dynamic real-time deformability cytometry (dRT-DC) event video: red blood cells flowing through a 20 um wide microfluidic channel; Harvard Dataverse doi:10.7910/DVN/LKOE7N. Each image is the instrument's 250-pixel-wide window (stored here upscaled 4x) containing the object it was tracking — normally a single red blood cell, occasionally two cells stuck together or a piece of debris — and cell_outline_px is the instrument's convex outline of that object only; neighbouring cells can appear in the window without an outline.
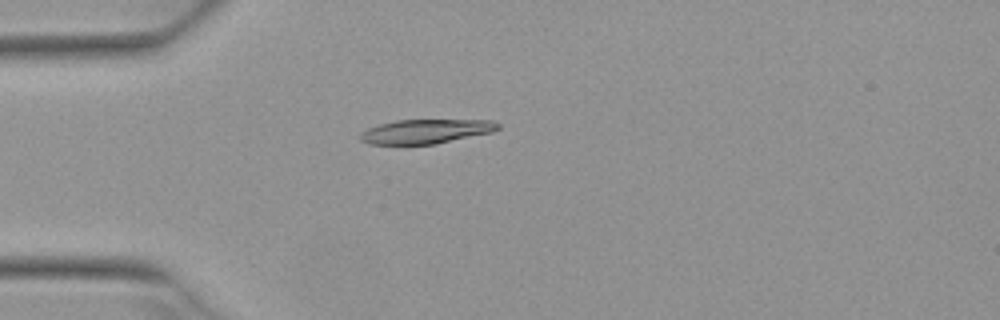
{"species": "Egyptian fruit bat (a non-hibernating species)", "species_latin": "Rousettus aegyptiacus", "temperature_condition": "warm", "stored_images_in_passage": 1, "camera_frame_rate_fps": 3000, "um_per_image_px": 0.085, "animal": {"sex": "female"}, "frame": {"image": 1, "passage_image": 1, "time_ms": 0.0, "image_size_px": [1000, 320], "cell_outline_px": [[500, 128], [492, 132], [436, 144], [368, 144], [360, 140], [360, 132], [368, 128], [380, 124], [396, 120], [492, 120], [500, 124]], "centroid_in_image_um": [36.2, 11.17], "position_along_channel_um": 48.8, "area_um2": 19.48}}